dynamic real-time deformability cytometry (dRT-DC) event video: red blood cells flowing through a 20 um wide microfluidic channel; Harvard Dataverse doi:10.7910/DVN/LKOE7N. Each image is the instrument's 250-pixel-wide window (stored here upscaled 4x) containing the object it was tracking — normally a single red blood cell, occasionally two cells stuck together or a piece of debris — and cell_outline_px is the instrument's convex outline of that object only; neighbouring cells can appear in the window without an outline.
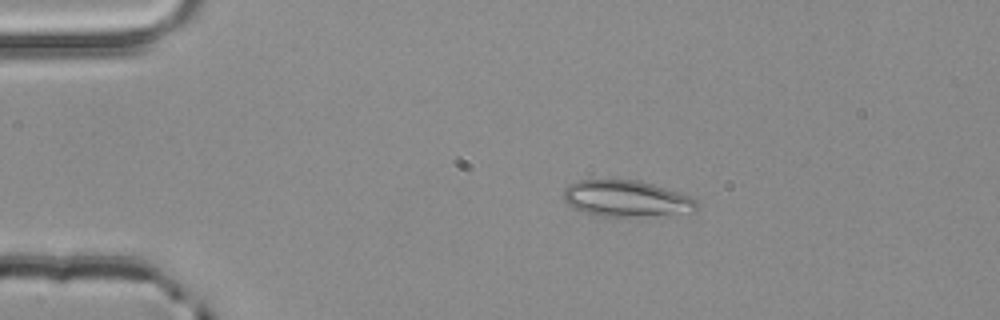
{"species": "common noctule bat (a hibernating species)", "species_latin": "Nyctalus noctula", "temperature_condition": "room temperature", "stored_images_in_passage": 3, "camera_frame_rate_fps": 3000, "um_per_image_px": 0.085, "animal": {"sex": "male", "body_mass_g": 20.4}, "frame": {"image": 1, "passage_image": 2, "time_ms": 0.333, "image_size_px": [1000, 320], "cell_outline_px": [[696, 212], [640, 216], [600, 216], [584, 212], [568, 204], [564, 200], [564, 192], [568, 184], [576, 180], [636, 180], [652, 184], [688, 196], [696, 200]], "centroid_in_image_um": [53.21, 16.88], "position_along_channel_um": 31.8, "area_um2": 27.74}}